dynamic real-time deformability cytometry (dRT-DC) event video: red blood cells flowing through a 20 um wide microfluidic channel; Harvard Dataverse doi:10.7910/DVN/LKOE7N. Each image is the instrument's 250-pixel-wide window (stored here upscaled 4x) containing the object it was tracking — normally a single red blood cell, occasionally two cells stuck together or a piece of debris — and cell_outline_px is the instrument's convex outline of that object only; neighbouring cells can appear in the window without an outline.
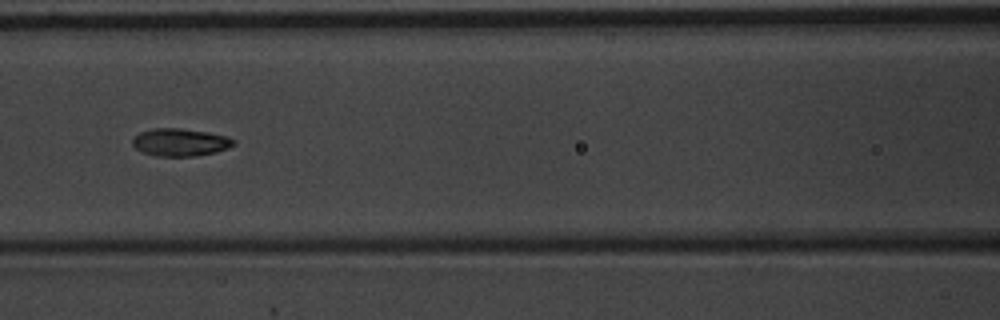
{"species": "common noctule bat (a hibernating species)", "species_latin": "Nyctalus noctula", "temperature_condition": "warm", "stored_images_in_passage": 9, "camera_frame_rate_fps": 3000, "um_per_image_px": 0.085, "animal": {"sex": "male", "body_mass_g": 20.1, "forearm_length_mm": 53.5}, "frame": {"image": 1, "passage_image": 6, "time_ms": 1.667, "image_size_px": [1000, 320], "cell_outline_px": [[236, 144], [228, 148], [216, 152], [196, 156], [156, 156], [144, 152], [136, 148], [132, 144], [132, 140], [140, 132], [152, 128], [180, 128], [208, 132], [228, 136], [236, 140]], "centroid_in_image_um": [15.36, 12.09], "position_along_channel_um": 151.2, "area_um2": 16.36}}
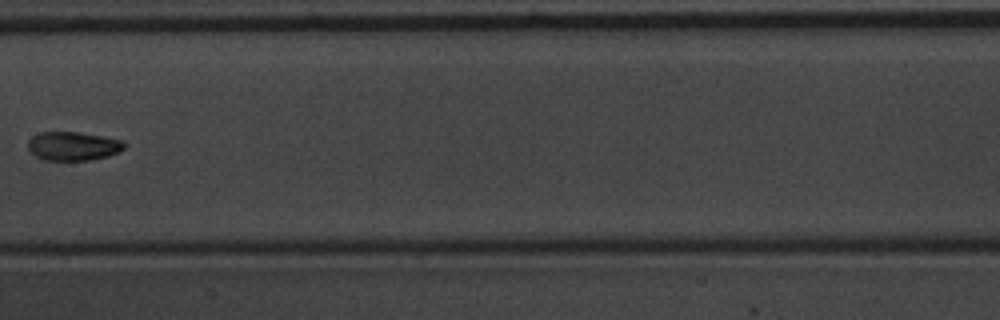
{"frame": {"image": 2, "passage_image": 7, "time_ms": 2.0, "image_size_px": [1000, 320], "cell_outline_px": [[124, 148], [120, 152], [108, 156], [88, 160], [44, 160], [36, 156], [28, 148], [28, 140], [32, 136], [40, 132], [76, 132], [104, 136], [120, 140], [124, 144]], "centroid_in_image_um": [6.2, 12.41], "position_along_channel_um": 201.2, "area_um2": 16.07}}
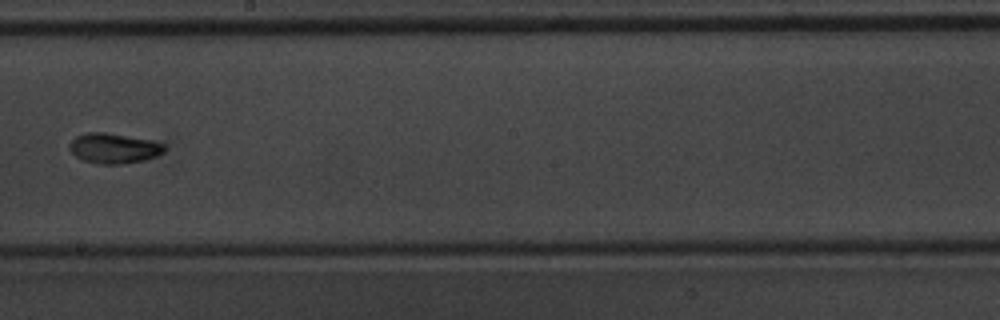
{"frame": {"image": 3, "passage_image": 8, "time_ms": 2.333, "image_size_px": [1000, 320], "cell_outline_px": [[164, 152], [156, 156], [144, 160], [120, 164], [96, 164], [80, 160], [68, 148], [72, 140], [76, 136], [88, 132], [104, 132], [152, 140], [164, 144]], "centroid_in_image_um": [9.65, 12.61], "position_along_channel_um": 238.5, "area_um2": 16.7}}